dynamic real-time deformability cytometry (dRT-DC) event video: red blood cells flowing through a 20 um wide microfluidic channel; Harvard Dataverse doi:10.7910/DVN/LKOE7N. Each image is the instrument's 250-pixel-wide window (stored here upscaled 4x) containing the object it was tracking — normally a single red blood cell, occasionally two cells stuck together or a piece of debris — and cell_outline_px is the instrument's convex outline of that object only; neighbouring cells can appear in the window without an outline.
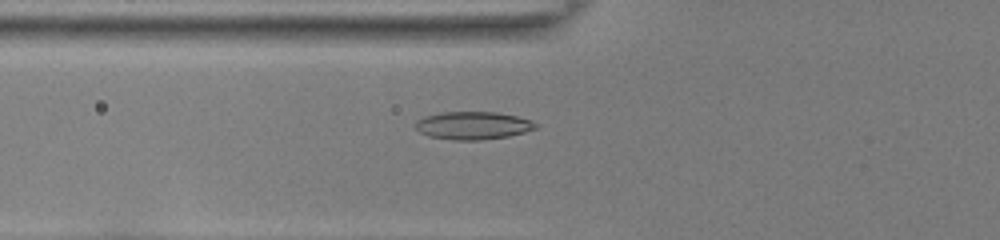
{"species": "common noctule bat (a hibernating species)", "species_latin": "Nyctalus noctula", "temperature_condition": "room temperature", "stored_images_in_passage": 39, "camera_frame_rate_fps": 3000, "um_per_image_px": 0.085, "animal": {"sex": "female", "body_mass_g": 22.0, "forearm_length_mm": 56.7}, "frame": {"image": 1, "passage_image": 6, "time_ms": 1.667, "image_size_px": [1000, 240], "cell_outline_px": [[540, 124], [536, 128], [524, 132], [508, 136], [484, 140], [456, 140], [428, 136], [420, 132], [416, 128], [416, 120], [424, 116], [440, 112], [496, 112], [516, 116], [532, 120]], "centroid_in_image_um": [40.22, 10.66], "position_along_channel_um": 85.6, "area_um2": 19.59}}
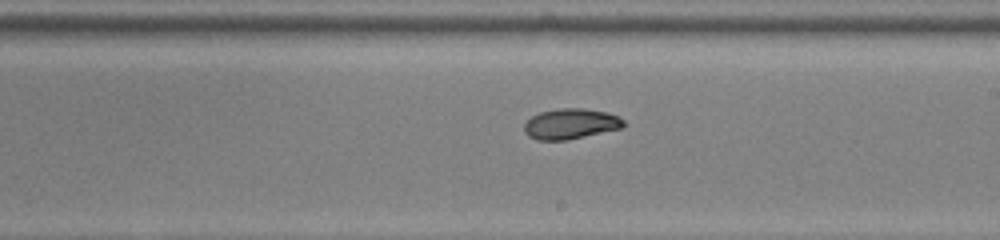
{"frame": {"image": 2, "passage_image": 18, "time_ms": 5.667, "image_size_px": [1000, 240], "cell_outline_px": [[628, 124], [624, 128], [568, 140], [536, 140], [528, 136], [524, 132], [524, 124], [532, 116], [540, 112], [560, 108], [584, 108], [608, 112], [620, 116]], "centroid_in_image_um": [48.57, 10.53], "position_along_channel_um": 240.4, "area_um2": 18.03}}
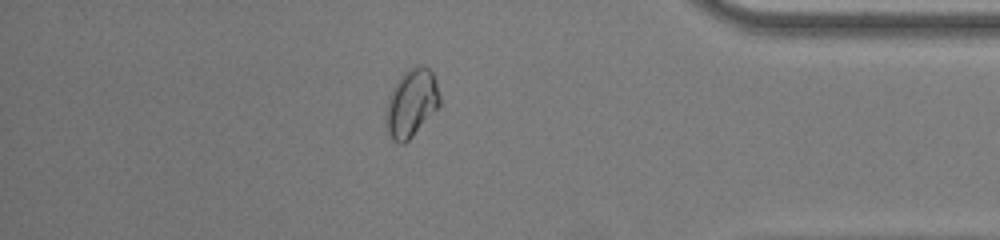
{"frame": {"image": 3, "passage_image": 32, "time_ms": 10.333, "image_size_px": [1000, 240], "cell_outline_px": [[440, 108], [404, 144], [400, 144], [392, 140], [388, 132], [384, 120], [384, 116], [388, 96], [392, 88], [400, 76], [408, 68], [420, 64], [424, 64], [432, 72], [436, 80], [440, 96]], "centroid_in_image_um": [34.97, 8.76], "position_along_channel_um": 400.2, "area_um2": 21.85}}